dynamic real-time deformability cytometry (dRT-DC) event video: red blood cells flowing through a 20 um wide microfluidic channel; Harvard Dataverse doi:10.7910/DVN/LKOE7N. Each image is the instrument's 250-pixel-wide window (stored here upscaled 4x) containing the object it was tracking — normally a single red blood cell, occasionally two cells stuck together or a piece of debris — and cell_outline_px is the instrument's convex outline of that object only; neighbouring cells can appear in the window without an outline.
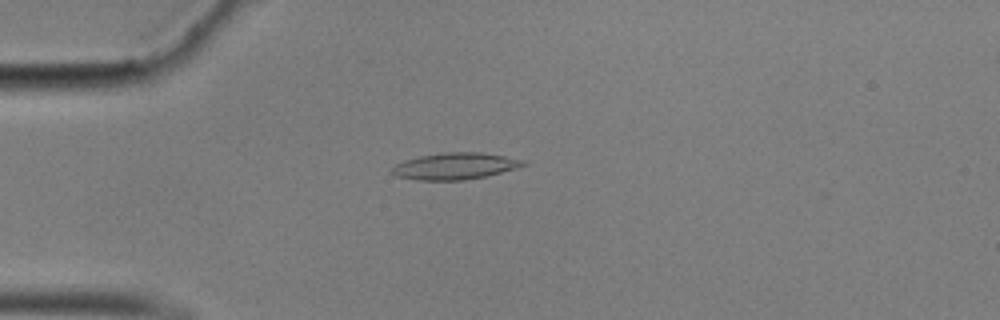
{"species": "common noctule bat (a hibernating species)", "species_latin": "Nyctalus noctula", "temperature_condition": "cold", "stored_images_in_passage": 49, "camera_frame_rate_fps": 3000, "um_per_image_px": 0.085, "animal": {"sex": "male", "body_mass_g": 17.9}, "frame": {"image": 1, "passage_image": 7, "time_ms": 2.0, "image_size_px": [1000, 320], "cell_outline_px": [[528, 164], [516, 168], [484, 176], [464, 180], [416, 180], [396, 176], [388, 172], [396, 164], [404, 160], [420, 156], [440, 152], [480, 152], [528, 160]], "centroid_in_image_um": [38.66, 14.11], "position_along_channel_um": 46.3, "area_um2": 20.46}}
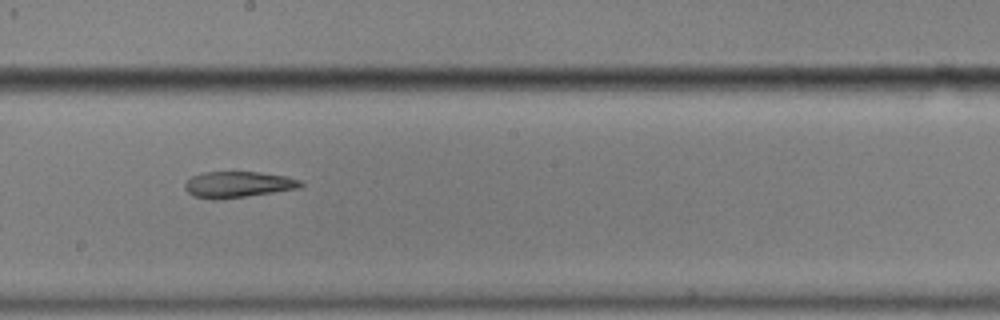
{"frame": {"image": 2, "passage_image": 24, "time_ms": 7.667, "image_size_px": [1000, 320], "cell_outline_px": [[304, 184], [300, 188], [220, 200], [212, 200], [192, 196], [184, 188], [184, 184], [192, 176], [204, 172], [260, 172], [284, 176], [300, 180]], "centroid_in_image_um": [20.2, 15.69], "position_along_channel_um": 228.0, "area_um2": 17.69}}
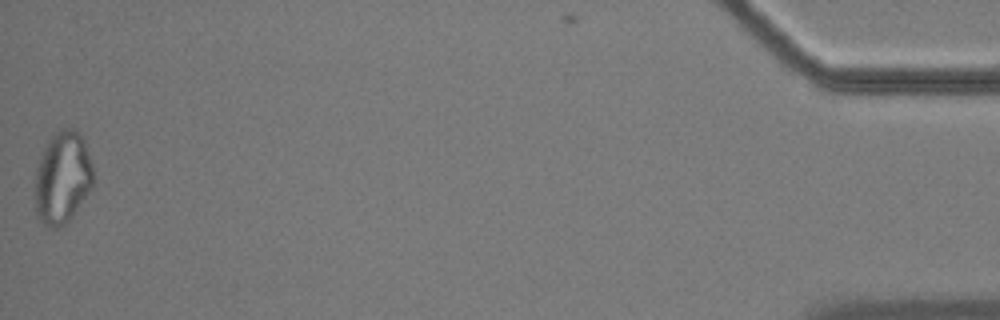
{"frame": {"image": 3, "passage_image": 49, "time_ms": 16.0, "image_size_px": [1000, 320], "cell_outline_px": [[92, 188], [72, 216], [64, 224], [56, 228], [48, 228], [36, 216], [36, 168], [44, 148], [52, 136], [60, 128], [72, 128], [80, 132], [84, 136], [92, 164]], "centroid_in_image_um": [5.33, 15.08], "position_along_channel_um": 429.9, "area_um2": 31.27}}